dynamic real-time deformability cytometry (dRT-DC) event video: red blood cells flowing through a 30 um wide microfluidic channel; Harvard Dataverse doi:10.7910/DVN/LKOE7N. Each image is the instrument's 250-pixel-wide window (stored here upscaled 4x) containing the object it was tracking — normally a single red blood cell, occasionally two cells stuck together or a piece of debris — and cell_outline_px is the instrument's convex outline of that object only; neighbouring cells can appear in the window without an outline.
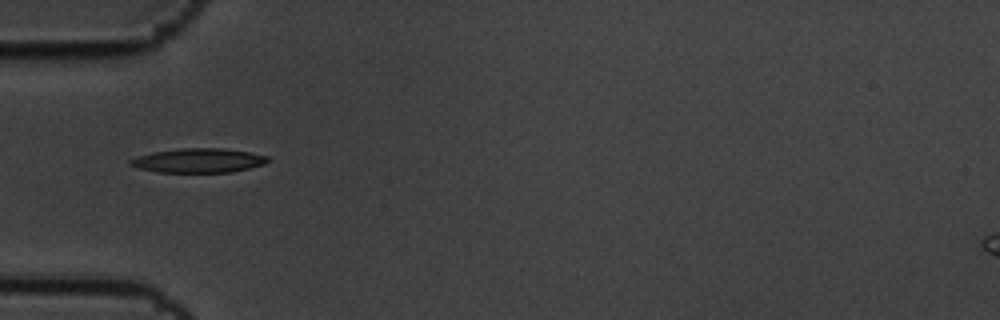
{"species": "common noctule bat (a hibernating species)", "species_latin": "Nyctalus noctula", "temperature_condition": "cold", "stored_images_in_passage": 7, "camera_frame_rate_fps": 3000, "um_per_image_px": 0.085, "animal": {"sex": "male", "body_mass_g": 19.5, "forearm_length_mm": 54.6}, "frame": {"image": 1, "passage_image": 1, "time_ms": 0.0, "image_size_px": [1000, 320], "cell_outline_px": [[268, 160], [264, 164], [232, 172], [156, 172], [140, 168], [128, 164], [128, 160], [136, 156], [152, 152], [180, 148], [224, 148], [252, 152], [268, 156]], "centroid_in_image_um": [16.85, 13.63], "position_along_channel_um": 68.2, "area_um2": 19.54}}
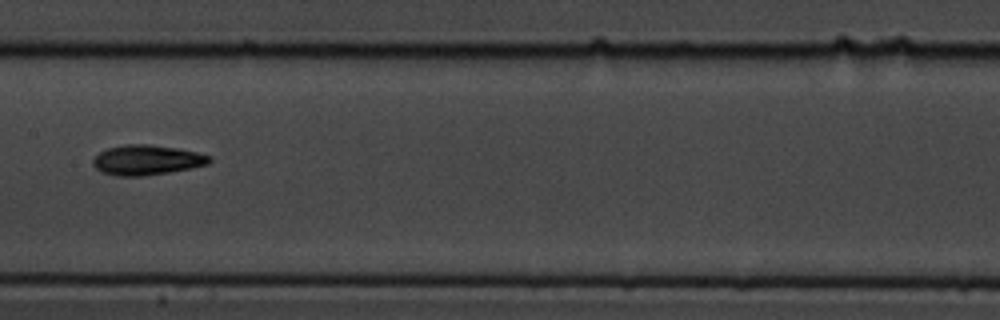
{"frame": {"image": 2, "passage_image": 4, "time_ms": 1.0, "image_size_px": [1000, 320], "cell_outline_px": [[212, 160], [208, 164], [192, 168], [168, 172], [140, 176], [116, 176], [100, 172], [92, 164], [92, 160], [100, 152], [108, 148], [124, 144], [148, 144], [176, 148], [196, 152], [212, 156]], "centroid_in_image_um": [12.47, 13.6], "position_along_channel_um": 194.9, "area_um2": 20.35}}
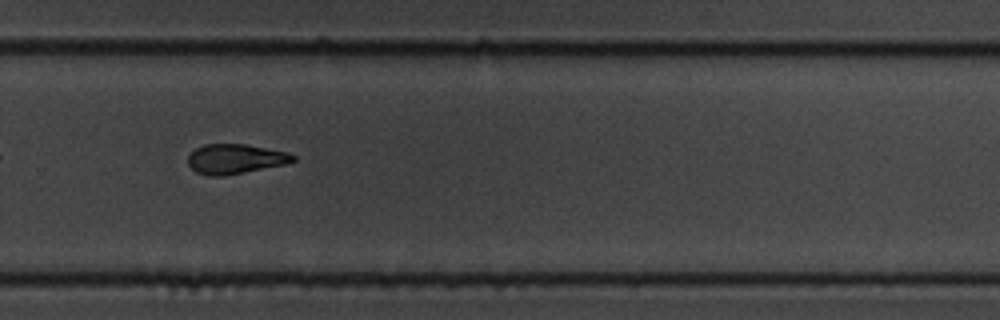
{"frame": {"image": 3, "passage_image": 7, "time_ms": 2.0, "image_size_px": [1000, 320], "cell_outline_px": [[296, 160], [288, 164], [224, 176], [208, 176], [196, 172], [188, 164], [188, 156], [196, 148], [204, 144], [244, 144], [288, 152], [296, 156]], "centroid_in_image_um": [20.02, 13.52], "position_along_channel_um": 309.8, "area_um2": 18.32}}